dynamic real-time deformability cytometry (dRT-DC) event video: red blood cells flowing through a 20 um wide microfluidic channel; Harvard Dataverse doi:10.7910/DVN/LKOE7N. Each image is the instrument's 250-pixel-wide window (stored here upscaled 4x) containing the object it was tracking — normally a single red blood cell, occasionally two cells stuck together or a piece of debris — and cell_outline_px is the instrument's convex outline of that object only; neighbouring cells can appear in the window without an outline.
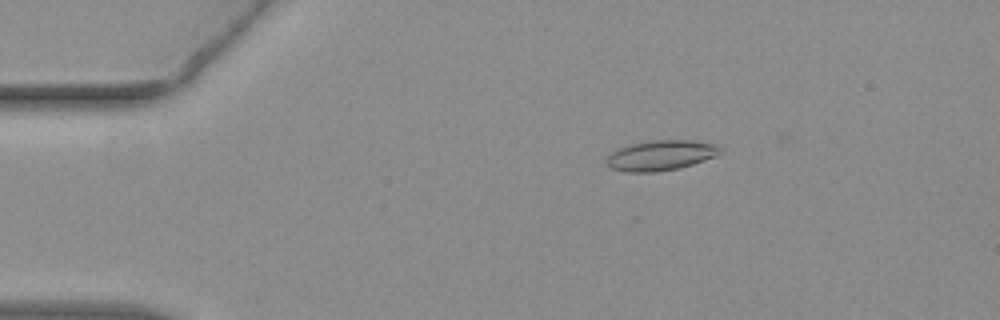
{"species": "common noctule bat (a hibernating species)", "species_latin": "Nyctalus noctula", "temperature_condition": "warm", "stored_images_in_passage": 54, "camera_frame_rate_fps": 3000, "um_per_image_px": 0.085, "animal": {"sex": "female", "body_mass_g": 19.3, "forearm_length_mm": 54.1}, "frame": {"image": 1, "passage_image": 10, "time_ms": 3.0, "image_size_px": [1000, 320], "cell_outline_px": [[724, 152], [716, 156], [680, 168], [656, 172], [628, 172], [612, 168], [604, 164], [604, 160], [612, 152], [620, 148], [632, 144], [652, 140], [688, 140], [716, 144], [724, 148]], "centroid_in_image_um": [56.19, 13.21], "position_along_channel_um": 28.8, "area_um2": 20.11}}
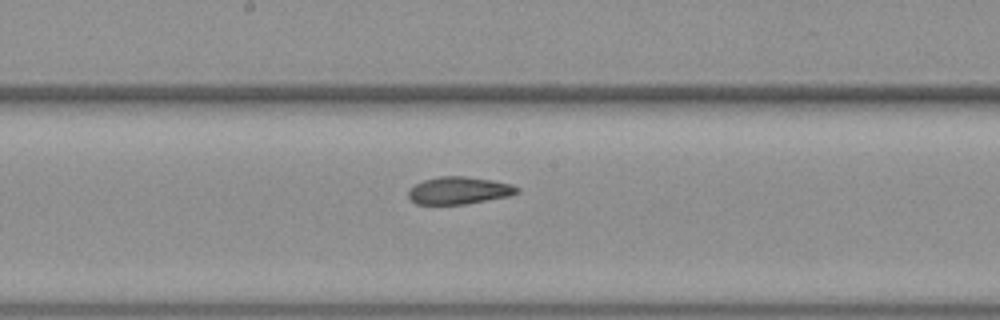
{"frame": {"image": 2, "passage_image": 29, "time_ms": 9.333, "image_size_px": [1000, 320], "cell_outline_px": [[520, 192], [508, 196], [464, 204], [416, 204], [408, 196], [408, 192], [416, 184], [424, 180], [440, 176], [464, 176], [492, 180], [512, 184], [520, 188]], "centroid_in_image_um": [39.04, 16.18], "position_along_channel_um": 209.2, "area_um2": 17.17}}
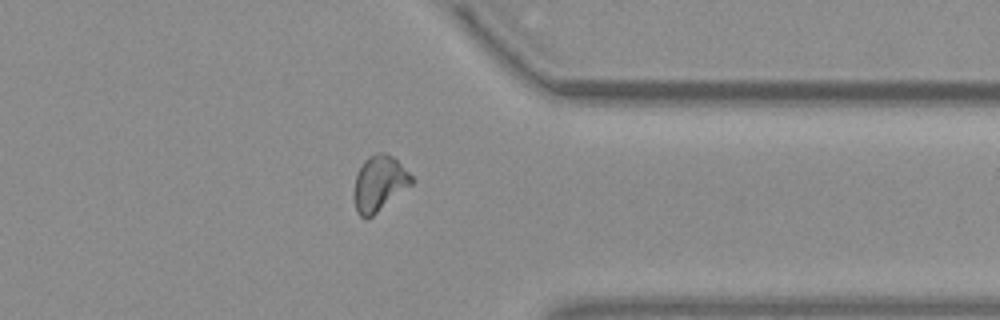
{"frame": {"image": 3, "passage_image": 43, "time_ms": 14.0, "image_size_px": [1000, 320], "cell_outline_px": [[416, 180], [412, 184], [372, 216], [360, 216], [356, 212], [356, 172], [364, 160], [368, 156], [376, 152], [384, 152], [392, 156]], "centroid_in_image_um": [32.26, 15.54], "position_along_channel_um": 379.1, "area_um2": 18.09}, "authors_computed_cell_mechanics": {"area_um2": 18.3515, "velocity_mm_per_s": 3.8046, "shape_relaxation_time_tau1_ms": 10.0412, "shape_relaxation_time_tau2_ms": 4.8203, "deformation_change_tau1": 0.2369, "deformation_change_tau2": 0.1279}}